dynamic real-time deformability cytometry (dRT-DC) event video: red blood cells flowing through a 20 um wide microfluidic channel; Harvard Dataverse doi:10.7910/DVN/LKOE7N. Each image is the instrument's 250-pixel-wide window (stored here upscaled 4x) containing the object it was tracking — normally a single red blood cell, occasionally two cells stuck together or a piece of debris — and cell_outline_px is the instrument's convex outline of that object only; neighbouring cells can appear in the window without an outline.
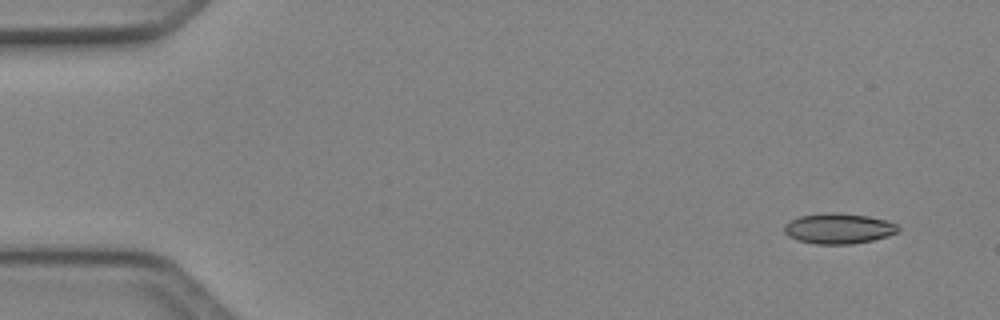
{"species": "Egyptian fruit bat (a non-hibernating species)", "species_latin": "Rousettus aegyptiacus", "temperature_condition": "cold", "stored_images_in_passage": 5, "camera_frame_rate_fps": 3000, "um_per_image_px": 0.085, "animal": {"sex": "female"}, "frame": {"image": 1, "passage_image": 1, "time_ms": 0.0, "image_size_px": [1000, 320], "cell_outline_px": [[900, 228], [896, 232], [888, 236], [872, 240], [852, 244], [816, 244], [796, 240], [788, 236], [784, 232], [784, 224], [800, 216], [824, 212], [832, 212], [868, 216], [884, 220], [896, 224]], "centroid_in_image_um": [71.24, 19.42], "position_along_channel_um": 13.8, "area_um2": 20.17}}
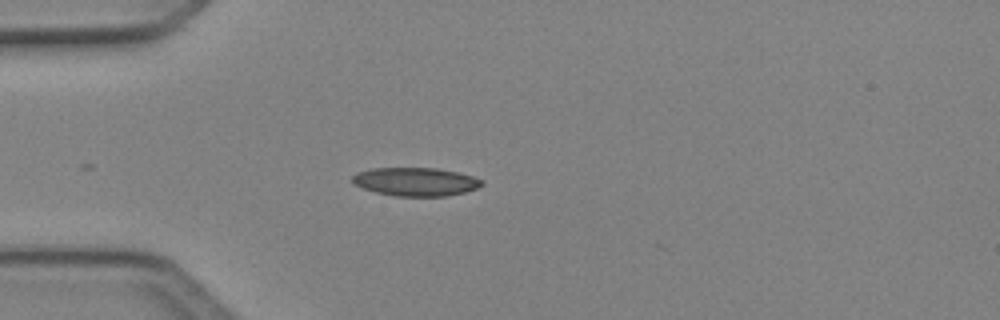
{"frame": {"image": 2, "passage_image": 4, "time_ms": 1.0, "image_size_px": [1000, 320], "cell_outline_px": [[484, 184], [476, 188], [464, 192], [448, 196], [396, 196], [376, 192], [364, 188], [356, 184], [352, 180], [352, 176], [356, 172], [372, 168], [436, 168], [456, 172], [472, 176], [484, 180]], "centroid_in_image_um": [35.34, 15.44], "position_along_channel_um": 49.7, "area_um2": 21.33}}